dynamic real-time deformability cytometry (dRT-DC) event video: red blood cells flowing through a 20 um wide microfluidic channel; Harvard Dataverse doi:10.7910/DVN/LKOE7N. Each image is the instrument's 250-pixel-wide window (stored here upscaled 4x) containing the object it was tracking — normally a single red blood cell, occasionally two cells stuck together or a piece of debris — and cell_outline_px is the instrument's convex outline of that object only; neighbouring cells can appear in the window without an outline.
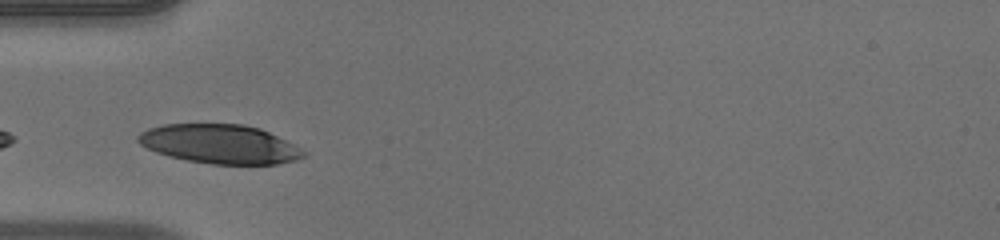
{"species": "human", "species_latin": "Homo sapiens", "temperature_condition": "warm", "stored_images_in_passage": 3, "camera_frame_rate_fps": 3000, "um_per_image_px": 0.085, "donor": {"sex": "male"}, "frame": {"image": 1, "passage_image": 1, "time_ms": 0.0, "image_size_px": [1000, 240], "cell_outline_px": [[308, 156], [296, 160], [276, 164], [212, 164], [188, 160], [168, 156], [156, 152], [140, 144], [136, 140], [136, 136], [140, 132], [148, 128], [164, 124], [244, 124], [260, 128], [308, 152]], "centroid_in_image_um": [18.67, 12.24], "position_along_channel_um": 66.3, "area_um2": 37.69}}